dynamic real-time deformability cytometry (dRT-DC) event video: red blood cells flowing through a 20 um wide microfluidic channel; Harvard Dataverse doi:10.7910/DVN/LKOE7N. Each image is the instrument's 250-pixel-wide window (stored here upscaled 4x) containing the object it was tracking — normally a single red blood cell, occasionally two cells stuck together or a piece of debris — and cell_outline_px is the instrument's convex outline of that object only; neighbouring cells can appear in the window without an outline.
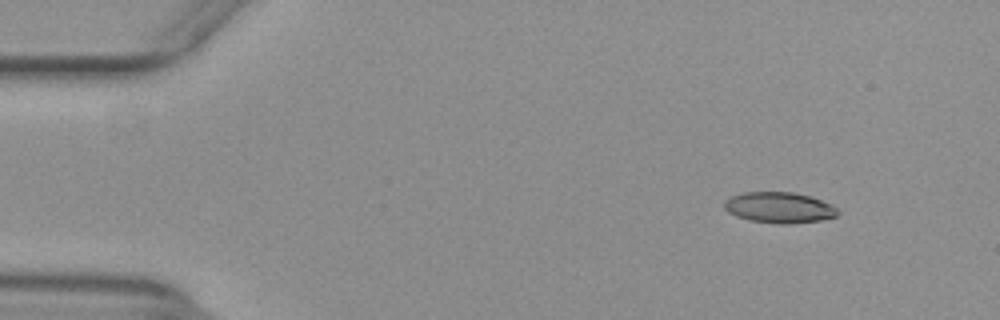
{"species": "common noctule bat (a hibernating species)", "species_latin": "Nyctalus noctula", "temperature_condition": "warm", "stored_images_in_passage": 17, "camera_frame_rate_fps": 3000, "um_per_image_px": 0.085, "animal": {"sex": "female", "body_mass_g": 29.2, "forearm_length_mm": 56.3}, "frame": {"image": 1, "passage_image": 6, "time_ms": 1.667, "image_size_px": [1000, 320], "cell_outline_px": [[840, 212], [836, 216], [820, 220], [792, 224], [776, 224], [748, 220], [736, 216], [728, 212], [724, 208], [724, 200], [732, 196], [744, 192], [792, 192], [808, 196], [832, 204]], "centroid_in_image_um": [66.22, 17.65], "position_along_channel_um": 18.8, "area_um2": 20.46}}